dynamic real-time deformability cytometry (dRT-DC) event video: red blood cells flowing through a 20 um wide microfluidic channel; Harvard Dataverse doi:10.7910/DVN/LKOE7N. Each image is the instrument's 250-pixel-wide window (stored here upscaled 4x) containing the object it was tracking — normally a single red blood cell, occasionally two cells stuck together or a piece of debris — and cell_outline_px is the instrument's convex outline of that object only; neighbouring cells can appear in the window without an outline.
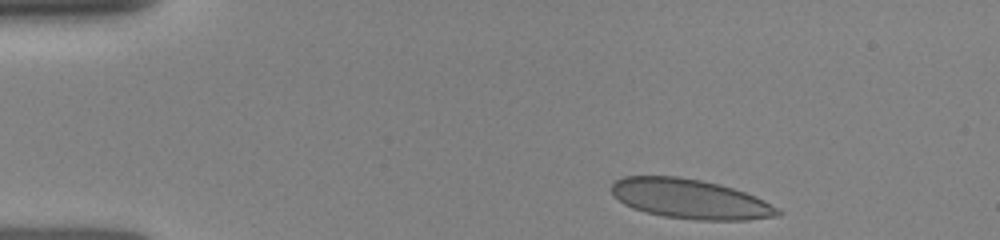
{"species": "human", "species_latin": "Homo sapiens", "temperature_condition": "room temperature", "stored_images_in_passage": 7, "camera_frame_rate_fps": 3000, "um_per_image_px": 0.085, "donor": {"sex": "female"}, "frame": {"image": 1, "passage_image": 1, "time_ms": 0.0, "image_size_px": [1000, 240], "cell_outline_px": [[780, 216], [748, 220], [696, 220], [664, 216], [632, 208], [624, 204], [612, 196], [612, 184], [616, 180], [624, 176], [676, 176], [700, 180], [720, 184], [756, 196], [764, 200], [776, 208], [780, 212]], "centroid_in_image_um": [58.64, 16.91], "position_along_channel_um": 26.4, "area_um2": 38.26}}
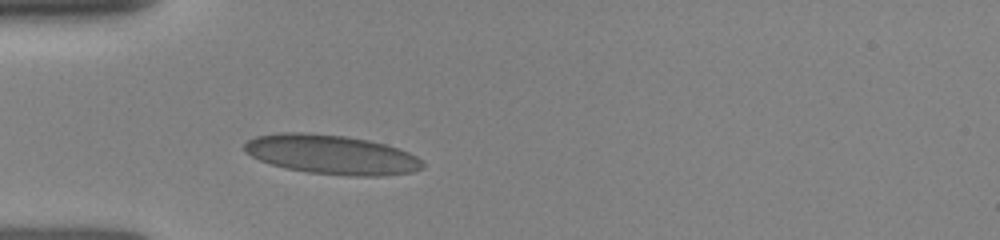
{"frame": {"image": 2, "passage_image": 7, "time_ms": 2.333, "image_size_px": [1000, 240], "cell_outline_px": [[424, 168], [412, 172], [380, 176], [356, 176], [308, 172], [284, 168], [260, 160], [244, 152], [244, 144], [248, 140], [256, 136], [280, 132], [308, 132], [348, 136], [368, 140], [384, 144], [408, 152], [416, 156], [424, 164]], "centroid_in_image_um": [28.16, 13.13], "position_along_channel_um": 56.8, "area_um2": 40.86}}